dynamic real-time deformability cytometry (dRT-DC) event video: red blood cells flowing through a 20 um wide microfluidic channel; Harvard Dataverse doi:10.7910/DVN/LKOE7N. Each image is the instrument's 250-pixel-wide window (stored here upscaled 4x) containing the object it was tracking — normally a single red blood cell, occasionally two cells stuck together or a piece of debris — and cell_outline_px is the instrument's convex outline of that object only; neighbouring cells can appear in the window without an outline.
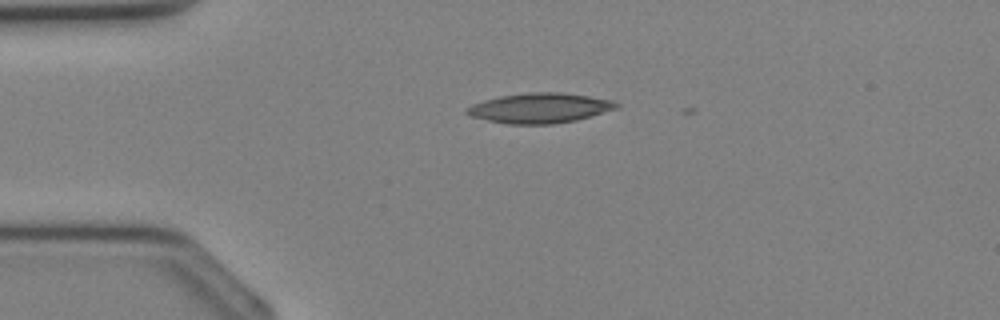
{"species": "Egyptian fruit bat (a non-hibernating species)", "species_latin": "Rousettus aegyptiacus", "temperature_condition": "cold", "stored_images_in_passage": 7, "camera_frame_rate_fps": 3000, "um_per_image_px": 0.085, "animal": {"sex": "female"}, "frame": {"image": 1, "passage_image": 3, "time_ms": 0.667, "image_size_px": [1000, 320], "cell_outline_px": [[620, 108], [576, 120], [552, 124], [508, 124], [468, 116], [464, 112], [464, 108], [472, 104], [484, 100], [500, 96], [528, 92], [560, 92], [588, 96], [612, 100], [620, 104]], "centroid_in_image_um": [45.86, 9.18], "position_along_channel_um": 39.1, "area_um2": 26.3}}